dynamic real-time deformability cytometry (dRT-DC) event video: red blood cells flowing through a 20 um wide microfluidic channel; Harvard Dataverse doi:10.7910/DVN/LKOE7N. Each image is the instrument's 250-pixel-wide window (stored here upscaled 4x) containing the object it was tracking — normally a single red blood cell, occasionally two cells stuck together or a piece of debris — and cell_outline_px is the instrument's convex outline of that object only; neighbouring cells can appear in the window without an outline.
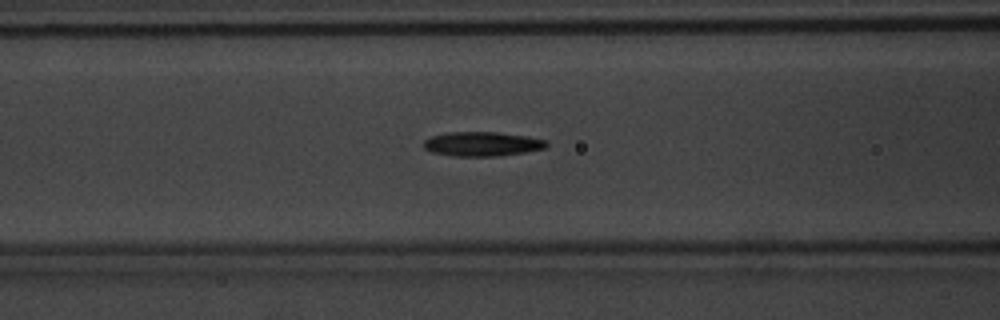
{"species": "common noctule bat (a hibernating species)", "species_latin": "Nyctalus noctula", "temperature_condition": "warm", "stored_images_in_passage": 43, "camera_frame_rate_fps": 3000, "um_per_image_px": 0.085, "animal": {"sex": "male", "body_mass_g": 20.1, "forearm_length_mm": 53.5}, "frame": {"image": 1, "passage_image": 22, "time_ms": 7.0, "image_size_px": [1000, 320], "cell_outline_px": [[548, 144], [544, 148], [524, 152], [496, 156], [452, 156], [432, 152], [424, 148], [424, 140], [432, 136], [448, 132], [496, 132], [528, 136], [548, 140]], "centroid_in_image_um": [40.98, 12.23], "position_along_channel_um": 125.6, "area_um2": 17.4}}
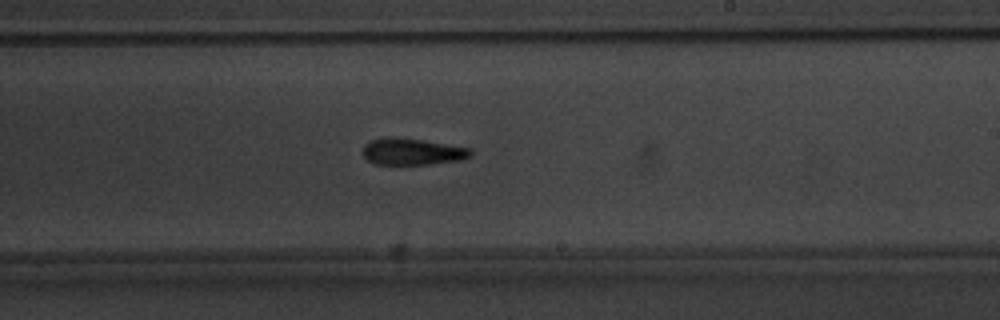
{"frame": {"image": 2, "passage_image": 32, "time_ms": 10.333, "image_size_px": [1000, 320], "cell_outline_px": [[472, 156], [460, 160], [432, 164], [376, 164], [368, 160], [360, 152], [364, 144], [372, 140], [388, 136], [420, 140], [472, 148]], "centroid_in_image_um": [35.02, 12.89], "position_along_channel_um": 254.0, "area_um2": 16.76}}
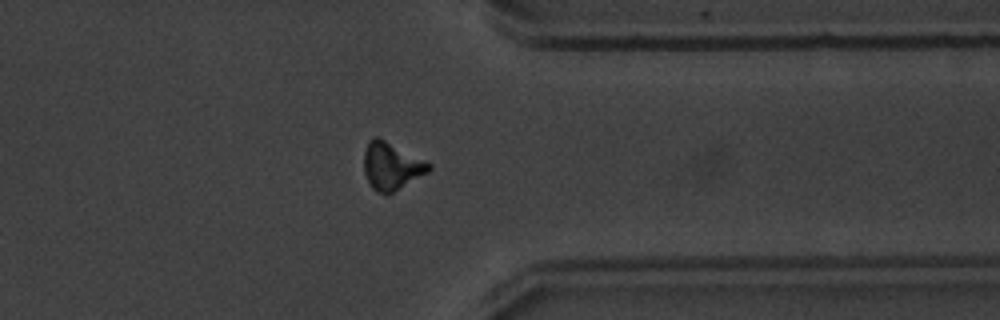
{"frame": {"image": 3, "passage_image": 42, "time_ms": 13.667, "image_size_px": [1000, 320], "cell_outline_px": [[432, 168], [428, 172], [388, 196], [376, 192], [372, 188], [364, 172], [364, 152], [368, 140], [372, 136], [380, 136], [432, 164]], "centroid_in_image_um": [33.26, 14.11], "position_along_channel_um": 378.1, "area_um2": 18.38}}